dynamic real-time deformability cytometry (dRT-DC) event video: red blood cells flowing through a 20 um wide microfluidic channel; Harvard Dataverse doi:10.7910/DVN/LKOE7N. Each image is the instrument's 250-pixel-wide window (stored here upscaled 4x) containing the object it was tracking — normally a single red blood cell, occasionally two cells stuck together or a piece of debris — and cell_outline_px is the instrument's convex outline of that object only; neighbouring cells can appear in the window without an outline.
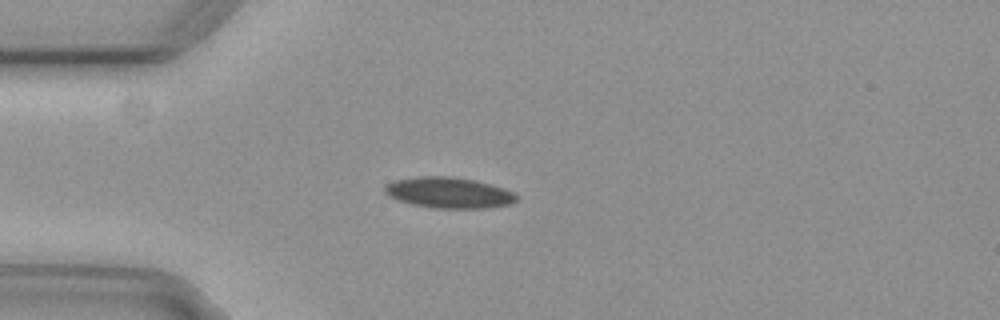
{"species": "common noctule bat (a hibernating species)", "species_latin": "Nyctalus noctula", "temperature_condition": "cold", "stored_images_in_passage": 42, "camera_frame_rate_fps": 3000, "um_per_image_px": 0.085, "animal": {"sex": "female", "body_mass_g": 29.2, "forearm_length_mm": 56.3}, "frame": {"image": 1, "passage_image": 1, "time_ms": 0.0, "image_size_px": [1000, 320], "cell_outline_px": [[516, 200], [512, 204], [484, 208], [432, 208], [412, 204], [396, 200], [388, 196], [384, 192], [384, 188], [388, 184], [396, 180], [420, 176], [452, 176], [476, 180], [504, 188], [512, 192], [516, 196]], "centroid_in_image_um": [38.14, 16.38], "position_along_channel_um": 46.9, "area_um2": 23.7}}
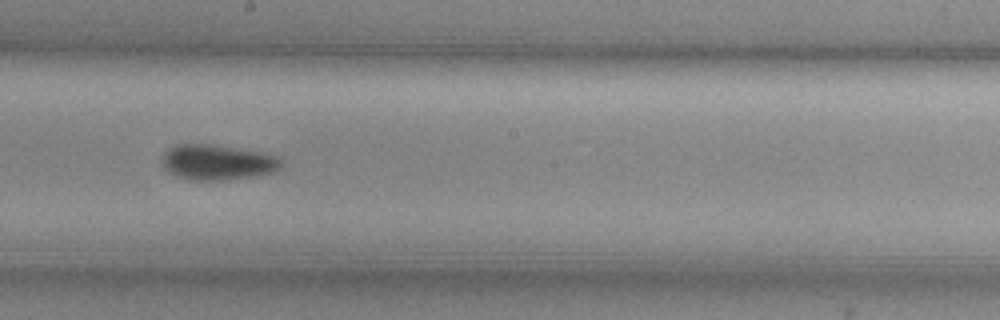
{"frame": {"image": 2, "passage_image": 17, "time_ms": 5.333, "image_size_px": [1000, 320], "cell_outline_px": [[284, 160], [280, 168], [276, 172], [256, 176], [224, 180], [188, 180], [176, 176], [168, 172], [164, 168], [160, 160], [164, 152], [168, 148], [176, 144], [208, 144], [260, 152], [276, 156]], "centroid_in_image_um": [18.46, 13.81], "position_along_channel_um": 229.7, "area_um2": 24.8}}
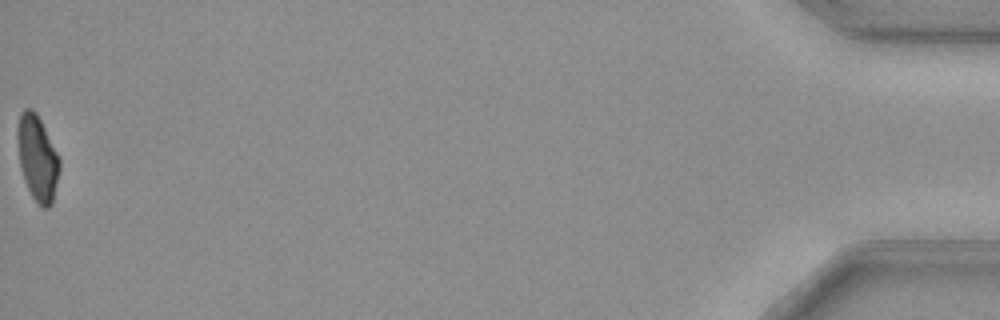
{"frame": {"image": 3, "passage_image": 42, "time_ms": 13.667, "image_size_px": [1000, 320], "cell_outline_px": [[60, 168], [52, 204], [48, 208], [40, 208], [32, 196], [24, 180], [20, 168], [16, 136], [16, 132], [20, 116], [24, 108], [32, 108], [36, 112], [60, 160]], "centroid_in_image_um": [3.16, 13.46], "position_along_channel_um": 432.0, "area_um2": 20.87}, "authors_computed_cell_mechanics": {"area_um2": 23.1778, "velocity_mm_per_s": 3.7211, "shape_relaxation_time_tau1_ms": 4.1933, "shape_relaxation_time_tau2_ms": null, "deformation_change_tau1": 0.1101, "deformation_change_tau2": null}}